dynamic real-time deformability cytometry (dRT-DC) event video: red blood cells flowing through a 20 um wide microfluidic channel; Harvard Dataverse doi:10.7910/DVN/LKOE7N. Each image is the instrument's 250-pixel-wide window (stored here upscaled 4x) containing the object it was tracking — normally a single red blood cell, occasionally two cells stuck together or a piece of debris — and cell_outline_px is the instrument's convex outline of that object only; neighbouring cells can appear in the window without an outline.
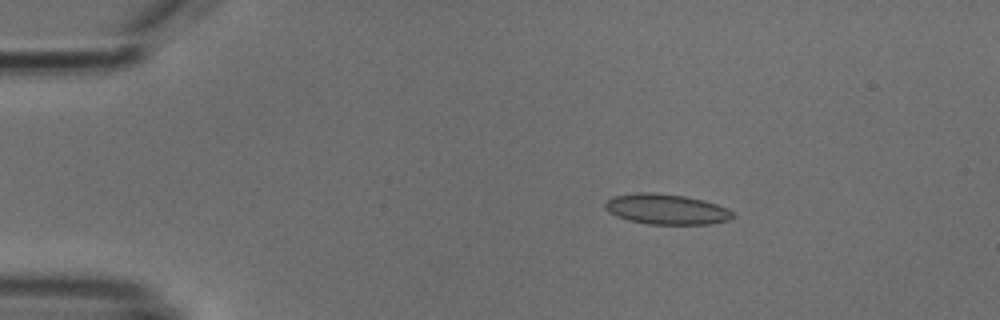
{"species": "common noctule bat (a hibernating species)", "species_latin": "Nyctalus noctula", "temperature_condition": "cold", "stored_images_in_passage": 6, "camera_frame_rate_fps": 3000, "um_per_image_px": 0.085, "animal": {"sex": "male", "body_mass_g": 18.8}, "frame": {"image": 1, "passage_image": 3, "time_ms": 3.0, "image_size_px": [1000, 320], "cell_outline_px": [[736, 216], [728, 220], [712, 224], [648, 224], [628, 220], [616, 216], [608, 212], [604, 208], [604, 204], [608, 200], [616, 196], [636, 192], [648, 192], [684, 196], [704, 200], [728, 208]], "centroid_in_image_um": [56.65, 17.79], "position_along_channel_um": 28.3, "area_um2": 22.6}}
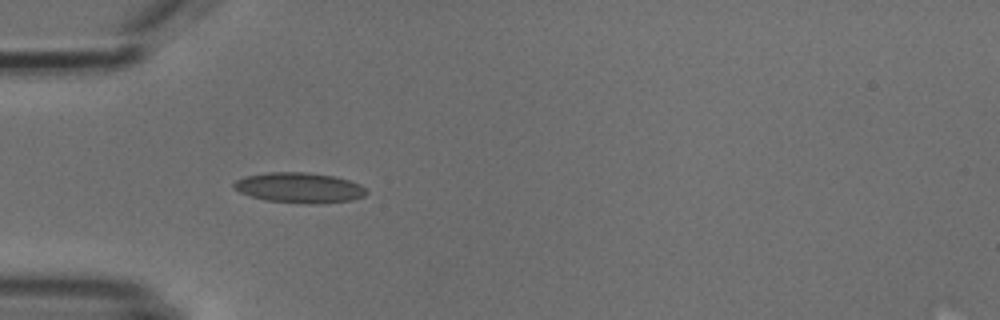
{"frame": {"image": 2, "passage_image": 5, "time_ms": 5.333, "image_size_px": [1000, 320], "cell_outline_px": [[368, 192], [364, 196], [352, 200], [316, 204], [304, 204], [264, 200], [240, 192], [232, 188], [232, 184], [236, 180], [244, 176], [268, 172], [304, 172], [336, 176], [360, 184]], "centroid_in_image_um": [25.43, 15.96], "position_along_channel_um": 59.6, "area_um2": 23.58}}
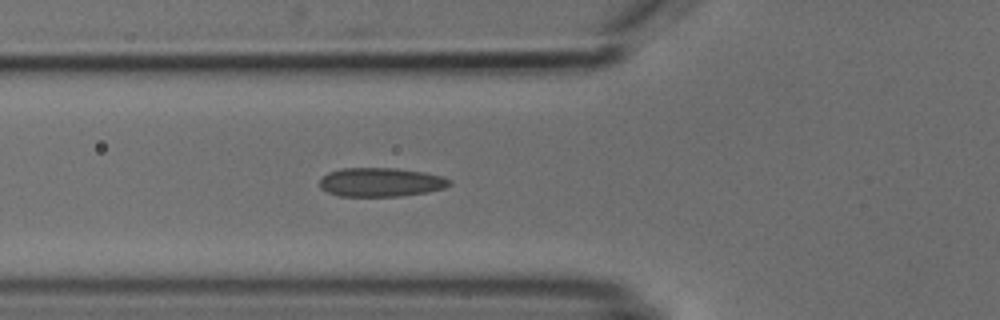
{"frame": {"image": 3, "passage_image": 6, "time_ms": 6.333, "image_size_px": [1000, 320], "cell_outline_px": [[452, 184], [444, 188], [428, 192], [400, 196], [340, 196], [328, 192], [320, 188], [320, 180], [328, 172], [340, 168], [396, 168], [424, 172], [444, 176], [452, 180]], "centroid_in_image_um": [32.4, 15.48], "position_along_channel_um": 93.4, "area_um2": 22.02}}